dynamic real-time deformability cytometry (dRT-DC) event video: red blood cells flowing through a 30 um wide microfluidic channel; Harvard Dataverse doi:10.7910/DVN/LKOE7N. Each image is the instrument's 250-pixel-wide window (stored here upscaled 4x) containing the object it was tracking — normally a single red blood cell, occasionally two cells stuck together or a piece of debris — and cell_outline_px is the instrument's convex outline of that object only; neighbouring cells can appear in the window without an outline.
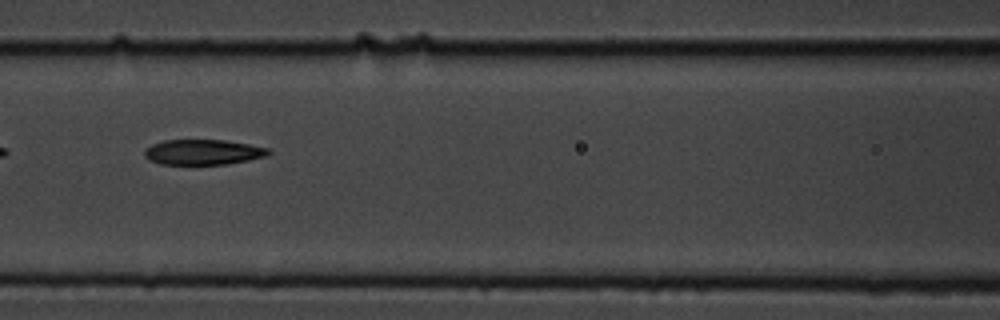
{"species": "common noctule bat (a hibernating species)", "species_latin": "Nyctalus noctula", "temperature_condition": "cold", "stored_images_in_passage": 11, "camera_frame_rate_fps": 3000, "um_per_image_px": 0.085, "animal": {"sex": "male", "body_mass_g": 19.5, "forearm_length_mm": 54.6}, "frame": {"image": 1, "passage_image": 7, "time_ms": 2.0, "image_size_px": [1000, 320], "cell_outline_px": [[272, 152], [264, 156], [248, 160], [228, 164], [160, 164], [148, 160], [144, 156], [144, 152], [152, 144], [164, 140], [224, 140], [248, 144], [268, 148]], "centroid_in_image_um": [17.24, 12.93], "position_along_channel_um": 149.4, "area_um2": 18.15}}
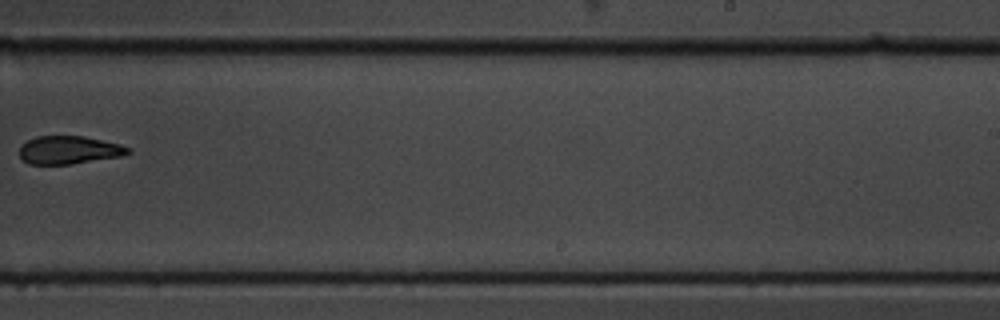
{"frame": {"image": 2, "passage_image": 10, "time_ms": 3.0, "image_size_px": [1000, 320], "cell_outline_px": [[132, 152], [120, 156], [72, 164], [28, 164], [20, 156], [20, 144], [36, 136], [84, 136], [120, 144], [132, 148]], "centroid_in_image_um": [5.87, 12.74], "position_along_channel_um": 283.1, "area_um2": 17.8}}
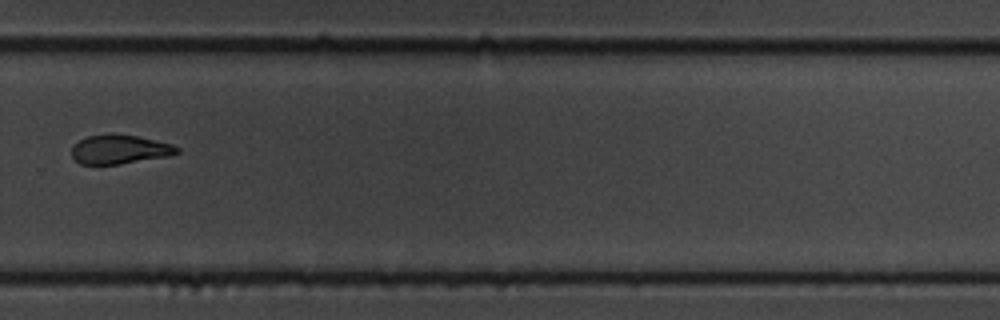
{"frame": {"image": 3, "passage_image": 11, "time_ms": 3.333, "image_size_px": [1000, 320], "cell_outline_px": [[180, 152], [168, 156], [120, 164], [80, 164], [72, 156], [72, 148], [80, 140], [88, 136], [112, 132], [136, 136], [172, 144], [180, 148]], "centroid_in_image_um": [10.18, 12.68], "position_along_channel_um": 319.6, "area_um2": 17.86}}